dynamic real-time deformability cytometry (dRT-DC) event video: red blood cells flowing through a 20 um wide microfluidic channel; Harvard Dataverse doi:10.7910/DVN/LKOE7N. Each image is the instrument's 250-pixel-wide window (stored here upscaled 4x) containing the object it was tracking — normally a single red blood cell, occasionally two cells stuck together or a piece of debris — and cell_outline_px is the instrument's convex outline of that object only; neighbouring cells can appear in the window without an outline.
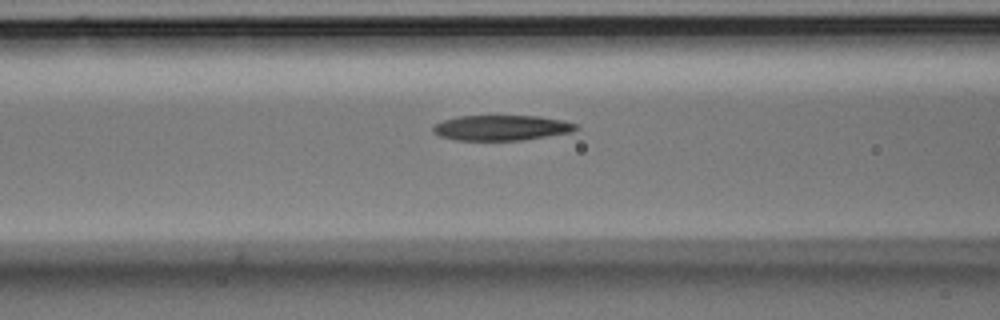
{"species": "Egyptian fruit bat (a non-hibernating species)", "species_latin": "Rousettus aegyptiacus", "temperature_condition": "room temperature", "stored_images_in_passage": 37, "camera_frame_rate_fps": 3000, "um_per_image_px": 0.085, "animal": {"sex": "male"}, "frame": {"image": 1, "passage_image": 14, "time_ms": 4.333, "image_size_px": [1000, 320], "cell_outline_px": [[580, 128], [572, 132], [524, 140], [456, 140], [440, 136], [432, 132], [432, 128], [436, 124], [444, 120], [456, 116], [540, 116], [564, 120], [576, 124]], "centroid_in_image_um": [42.65, 10.86], "position_along_channel_um": 123.9, "area_um2": 21.15}}
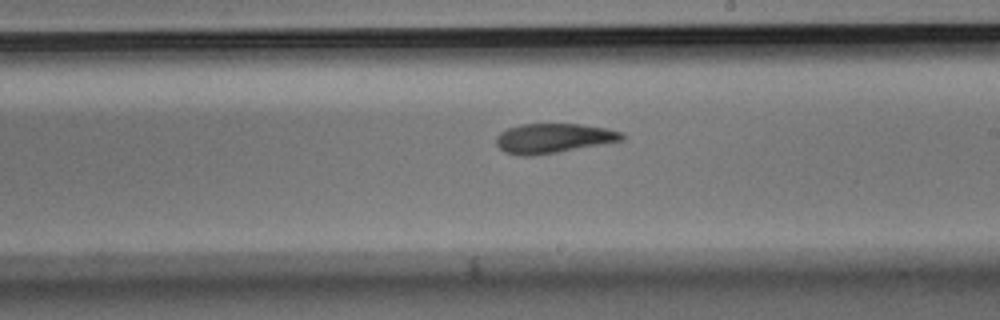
{"frame": {"image": 2, "passage_image": 24, "time_ms": 7.667, "image_size_px": [1000, 320], "cell_outline_px": [[624, 140], [556, 152], [532, 156], [520, 156], [504, 152], [496, 144], [496, 136], [500, 132], [508, 128], [520, 124], [580, 124], [608, 128], [624, 132]], "centroid_in_image_um": [47.03, 11.74], "position_along_channel_um": 242.0, "area_um2": 21.73}}
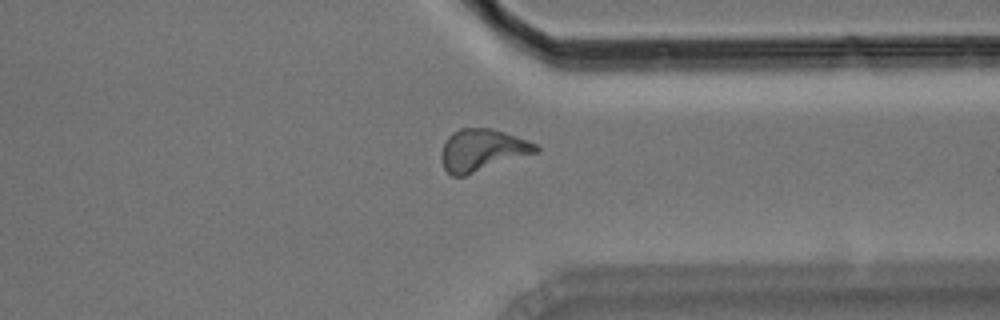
{"frame": {"image": 3, "passage_image": 35, "time_ms": 11.333, "image_size_px": [1000, 320], "cell_outline_px": [[540, 152], [464, 176], [452, 176], [444, 168], [440, 156], [444, 144], [448, 136], [452, 132], [460, 128], [492, 128], [528, 140], [536, 144], [540, 148]], "centroid_in_image_um": [41.01, 12.76], "position_along_channel_um": 370.4, "area_um2": 23.29}}